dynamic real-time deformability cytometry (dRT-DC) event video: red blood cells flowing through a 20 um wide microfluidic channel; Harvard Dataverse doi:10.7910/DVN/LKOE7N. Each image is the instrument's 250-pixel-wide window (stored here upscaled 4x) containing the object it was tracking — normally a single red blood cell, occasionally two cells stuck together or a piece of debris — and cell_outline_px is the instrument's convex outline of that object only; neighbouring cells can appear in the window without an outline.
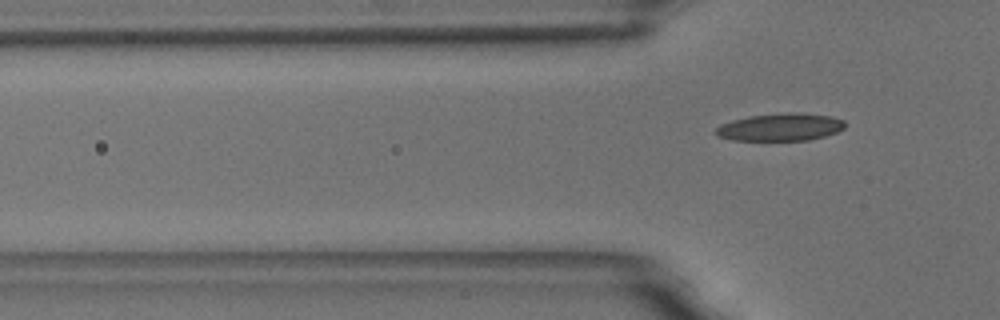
{"species": "common noctule bat (a hibernating species)", "species_latin": "Nyctalus noctula", "temperature_condition": "room temperature", "stored_images_in_passage": 6, "camera_frame_rate_fps": 3000, "um_per_image_px": 0.085, "animal": {"sex": "male", "body_mass_g": 18.8}, "frame": {"image": 1, "passage_image": 6, "time_ms": 6.667, "image_size_px": [1000, 320], "cell_outline_px": [[844, 128], [836, 132], [824, 136], [808, 140], [732, 140], [716, 136], [716, 128], [720, 124], [732, 120], [748, 116], [788, 112], [800, 112], [832, 116], [844, 120]], "centroid_in_image_um": [66.32, 10.79], "position_along_channel_um": 59.5, "area_um2": 20.81}}